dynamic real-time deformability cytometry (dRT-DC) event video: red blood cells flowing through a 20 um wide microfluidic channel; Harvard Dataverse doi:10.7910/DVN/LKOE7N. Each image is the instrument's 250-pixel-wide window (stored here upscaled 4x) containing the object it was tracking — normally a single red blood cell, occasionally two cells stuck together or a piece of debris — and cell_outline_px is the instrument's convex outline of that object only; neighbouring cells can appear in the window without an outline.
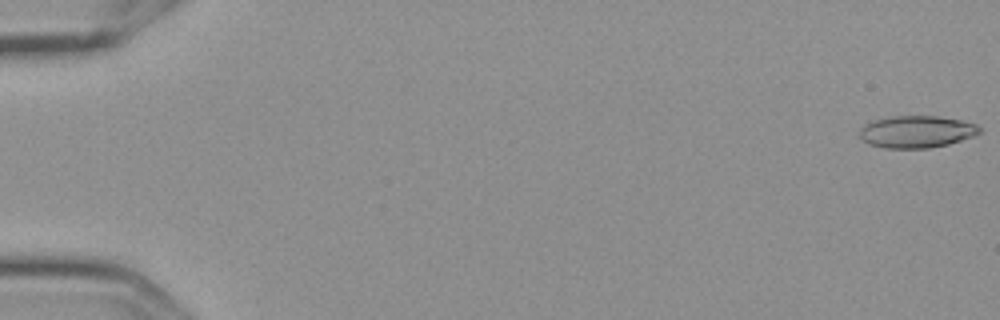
{"species": "Egyptian fruit bat (a non-hibernating species)", "species_latin": "Rousettus aegyptiacus", "temperature_condition": "cold", "stored_images_in_passage": 7, "camera_frame_rate_fps": 3000, "um_per_image_px": 0.085, "frame": {"image": 1, "passage_image": 1, "time_ms": 0.0, "image_size_px": [1000, 320], "cell_outline_px": [[980, 132], [972, 136], [948, 144], [928, 148], [884, 148], [868, 144], [860, 136], [860, 128], [864, 124], [876, 120], [892, 116], [936, 116], [960, 120], [976, 124], [980, 128]], "centroid_in_image_um": [77.88, 11.2], "position_along_channel_um": 7.1, "area_um2": 22.2}}